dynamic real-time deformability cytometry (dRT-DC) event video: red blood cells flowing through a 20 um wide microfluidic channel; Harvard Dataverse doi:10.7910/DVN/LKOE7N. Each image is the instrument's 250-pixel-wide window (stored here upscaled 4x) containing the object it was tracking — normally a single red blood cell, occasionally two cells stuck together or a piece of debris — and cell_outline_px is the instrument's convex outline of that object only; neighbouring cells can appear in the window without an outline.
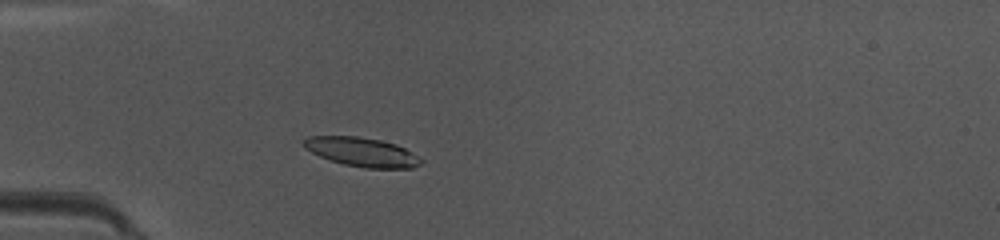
{"species": "common noctule bat (a hibernating species)", "species_latin": "Nyctalus noctula", "temperature_condition": "warm", "stored_images_in_passage": 36, "camera_frame_rate_fps": 3000, "um_per_image_px": 0.085, "animal": {"sex": "female", "body_mass_g": 10.0, "forearm_length_mm": 53.1}, "frame": {"image": 1, "passage_image": 2, "time_ms": 0.333, "image_size_px": [1000, 240], "cell_outline_px": [[424, 164], [412, 168], [364, 168], [344, 164], [320, 156], [304, 148], [300, 144], [300, 140], [308, 136], [356, 136], [380, 140], [396, 144], [412, 152], [424, 160]], "centroid_in_image_um": [30.76, 12.92], "position_along_channel_um": 54.2, "area_um2": 20.06}}
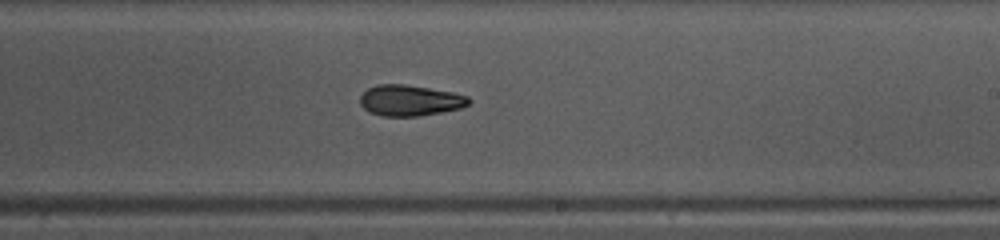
{"frame": {"image": 2, "passage_image": 17, "time_ms": 5.333, "image_size_px": [1000, 240], "cell_outline_px": [[472, 100], [468, 104], [460, 108], [420, 116], [384, 116], [368, 112], [360, 104], [360, 96], [368, 88], [376, 84], [404, 84], [452, 92], [468, 96]], "centroid_in_image_um": [34.83, 8.53], "position_along_channel_um": 254.2, "area_um2": 19.54}}
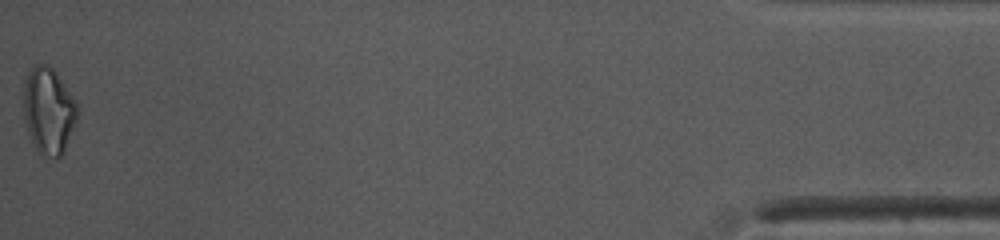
{"frame": {"image": 3, "passage_image": 36, "time_ms": 11.667, "image_size_px": [1000, 240], "cell_outline_px": [[76, 120], [64, 152], [60, 156], [40, 156], [36, 152], [28, 132], [24, 120], [24, 80], [28, 72], [36, 64], [44, 64], [52, 68], [56, 72], [72, 96], [76, 104]], "centroid_in_image_um": [4.09, 9.43], "position_along_channel_um": 431.1, "area_um2": 26.82}, "authors_computed_cell_mechanics": {"area_um2": 20.1433, "velocity_mm_per_s": 4.1574, "shape_relaxation_time_tau1_ms": 4.608, "shape_relaxation_time_tau2_ms": 3.533, "deformation_change_tau1": 0.1381, "deformation_change_tau2": 0.1111}}